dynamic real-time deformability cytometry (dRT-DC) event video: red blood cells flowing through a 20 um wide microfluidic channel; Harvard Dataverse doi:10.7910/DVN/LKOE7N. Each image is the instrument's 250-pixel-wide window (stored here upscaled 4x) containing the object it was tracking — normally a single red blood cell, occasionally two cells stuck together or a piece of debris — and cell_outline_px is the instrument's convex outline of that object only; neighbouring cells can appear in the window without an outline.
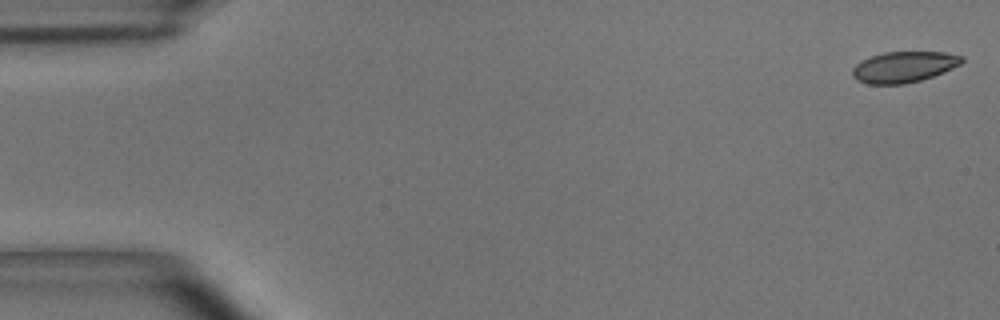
{"species": "common noctule bat (a hibernating species)", "species_latin": "Nyctalus noctula", "temperature_condition": "room temperature", "stored_images_in_passage": 54, "camera_frame_rate_fps": 3000, "um_per_image_px": 0.085, "animal": {"sex": "male", "body_mass_g": 15.6}, "frame": {"image": 1, "passage_image": 1, "time_ms": 0.0, "image_size_px": [1000, 320], "cell_outline_px": [[964, 60], [960, 64], [952, 68], [932, 76], [920, 80], [904, 84], [868, 84], [856, 80], [852, 76], [852, 68], [856, 64], [872, 56], [884, 52], [944, 52], [964, 56]], "centroid_in_image_um": [76.82, 5.69], "position_along_channel_um": 8.2, "area_um2": 19.59}}
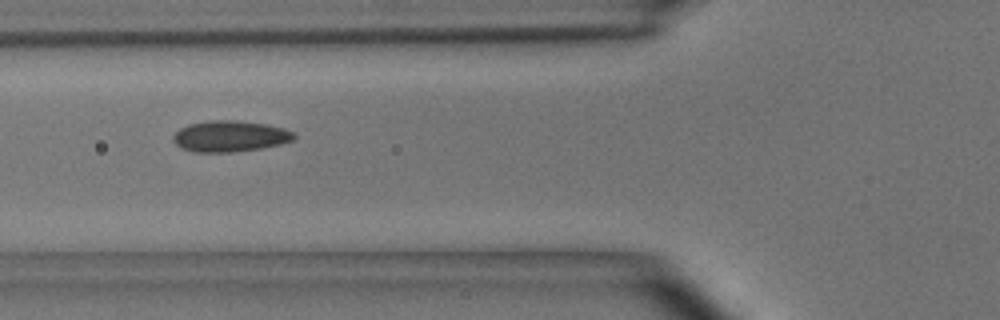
{"frame": {"image": 2, "passage_image": 20, "time_ms": 6.333, "image_size_px": [1000, 320], "cell_outline_px": [[296, 136], [292, 140], [280, 144], [260, 148], [232, 152], [192, 152], [180, 148], [172, 140], [172, 136], [180, 128], [188, 124], [212, 120], [236, 120], [264, 124], [284, 128], [292, 132]], "centroid_in_image_um": [19.5, 11.58], "position_along_channel_um": 106.3, "area_um2": 21.85}}
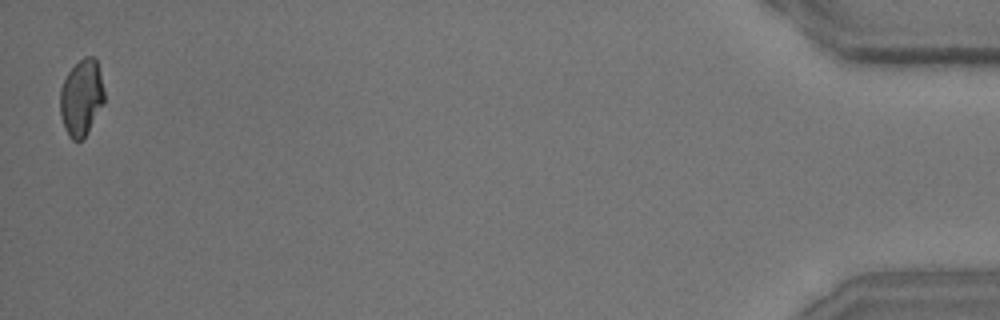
{"frame": {"image": 3, "passage_image": 54, "time_ms": 17.667, "image_size_px": [1000, 320], "cell_outline_px": [[104, 104], [88, 132], [80, 140], [72, 140], [68, 136], [64, 128], [60, 116], [60, 88], [68, 72], [84, 56], [96, 56], [104, 92]], "centroid_in_image_um": [6.92, 8.3], "position_along_channel_um": 428.3, "area_um2": 19.77}, "authors_computed_cell_mechanics": {"area_um2": 20.8658, "velocity_mm_per_s": 3.6301, "shape_relaxation_time_tau1_ms": 4.5416, "shape_relaxation_time_tau2_ms": 1.4463, "deformation_change_tau1": 0.1118, "deformation_change_tau2": 0.0503}}